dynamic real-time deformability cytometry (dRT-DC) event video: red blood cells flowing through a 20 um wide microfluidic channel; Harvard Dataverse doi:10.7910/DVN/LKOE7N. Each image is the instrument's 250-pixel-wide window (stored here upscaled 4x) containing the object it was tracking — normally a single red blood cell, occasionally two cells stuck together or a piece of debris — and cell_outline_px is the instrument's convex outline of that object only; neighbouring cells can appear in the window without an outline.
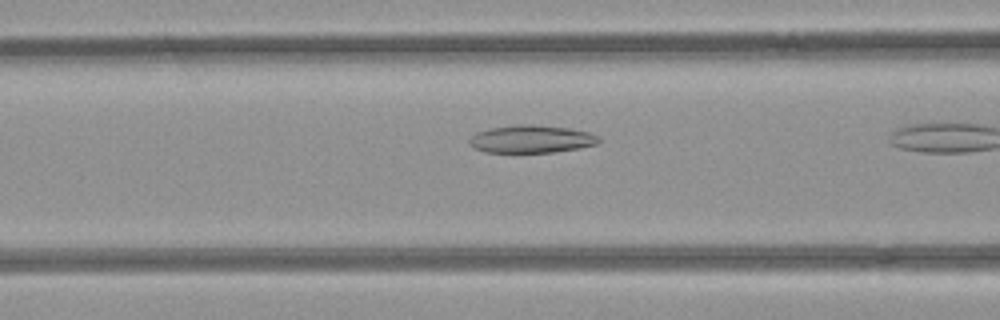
{"species": "common noctule bat (a hibernating species)", "species_latin": "Nyctalus noctula", "temperature_condition": "room temperature", "stored_images_in_passage": 7, "camera_frame_rate_fps": 3000, "um_per_image_px": 0.085, "animal": {"sex": "female", "body_mass_g": 21.9}, "frame": {"image": 1, "passage_image": 3, "time_ms": 0.667, "image_size_px": [1000, 320], "cell_outline_px": [[600, 140], [596, 144], [580, 148], [552, 152], [484, 152], [468, 144], [468, 140], [476, 132], [488, 128], [520, 124], [532, 124], [568, 128], [588, 132], [600, 136]], "centroid_in_image_um": [45.15, 11.81], "position_along_channel_um": 121.5, "area_um2": 20.92}}
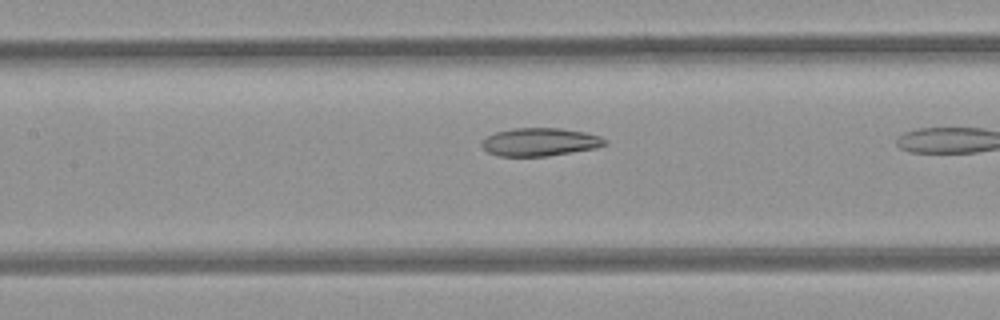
{"frame": {"image": 2, "passage_image": 6, "time_ms": 1.667, "image_size_px": [1000, 320], "cell_outline_px": [[608, 144], [596, 148], [548, 156], [500, 156], [488, 152], [480, 144], [488, 136], [496, 132], [512, 128], [560, 128], [584, 132], [600, 136], [608, 140]], "centroid_in_image_um": [45.93, 12.07], "position_along_channel_um": 161.5, "area_um2": 20.11}}